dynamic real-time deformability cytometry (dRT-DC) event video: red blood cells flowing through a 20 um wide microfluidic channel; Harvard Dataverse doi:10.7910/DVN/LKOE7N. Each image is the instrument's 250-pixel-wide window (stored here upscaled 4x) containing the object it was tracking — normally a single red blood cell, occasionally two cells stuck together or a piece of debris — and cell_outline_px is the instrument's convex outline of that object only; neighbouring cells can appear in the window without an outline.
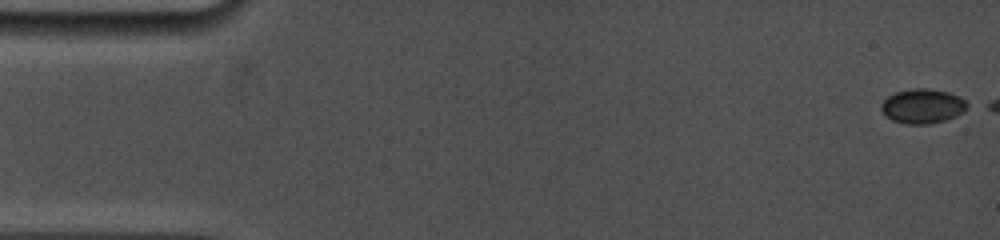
{"species": "common noctule bat (a hibernating species)", "species_latin": "Nyctalus noctula", "temperature_condition": "cold", "stored_images_in_passage": 10, "segment_of_instrument_passage": [1, 2], "camera_frame_rate_fps": 5000, "um_per_image_px": 0.085, "animal": {"sex": "female", "body_mass_g": 19.0, "forearm_length_mm": 53.3}, "frame": {"image": 1, "passage_image": 1, "time_ms": 0.0, "image_size_px": [1000, 240], "cell_outline_px": [[972, 108], [956, 116], [944, 120], [928, 124], [908, 124], [892, 120], [880, 108], [880, 104], [888, 96], [896, 92], [912, 88], [928, 88], [948, 92], [960, 96], [972, 104]], "centroid_in_image_um": [78.51, 9.01], "position_along_channel_um": 6.5, "area_um2": 17.57}}
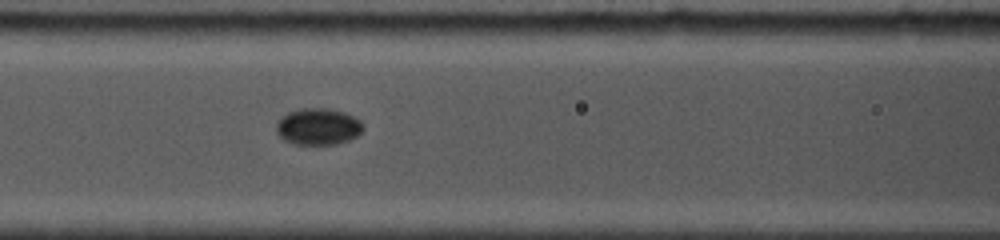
{"frame": {"image": 2, "passage_image": 9, "time_ms": 7.2, "image_size_px": [1000, 240], "cell_outline_px": [[364, 128], [356, 136], [348, 140], [336, 144], [292, 144], [284, 140], [276, 132], [276, 124], [288, 112], [300, 108], [328, 108], [344, 112], [360, 120], [364, 124]], "centroid_in_image_um": [27.04, 10.76], "position_along_channel_um": 139.6, "area_um2": 18.5}}